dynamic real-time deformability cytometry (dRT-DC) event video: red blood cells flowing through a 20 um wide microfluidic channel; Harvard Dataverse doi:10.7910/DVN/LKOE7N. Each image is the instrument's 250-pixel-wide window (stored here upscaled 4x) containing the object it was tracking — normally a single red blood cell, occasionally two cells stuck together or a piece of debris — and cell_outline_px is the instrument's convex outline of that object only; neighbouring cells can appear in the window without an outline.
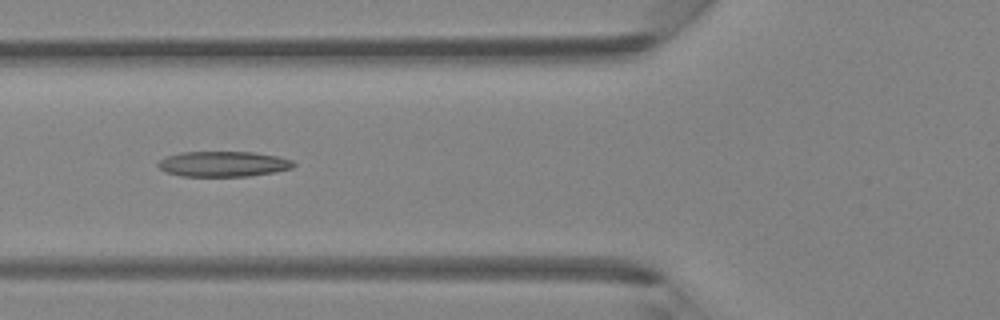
{"species": "Egyptian fruit bat (a non-hibernating species)", "species_latin": "Rousettus aegyptiacus", "temperature_condition": "room temperature", "stored_images_in_passage": 4, "camera_frame_rate_fps": 3000, "um_per_image_px": 0.085, "animal": {"sex": "female"}, "frame": {"image": 1, "passage_image": 4, "time_ms": 1.0, "image_size_px": [1000, 320], "cell_outline_px": [[296, 164], [292, 168], [276, 172], [248, 176], [180, 176], [164, 172], [156, 164], [160, 160], [168, 156], [180, 152], [252, 152], [276, 156], [292, 160]], "centroid_in_image_um": [18.97, 13.94], "position_along_channel_um": 106.8, "area_um2": 20.06}}